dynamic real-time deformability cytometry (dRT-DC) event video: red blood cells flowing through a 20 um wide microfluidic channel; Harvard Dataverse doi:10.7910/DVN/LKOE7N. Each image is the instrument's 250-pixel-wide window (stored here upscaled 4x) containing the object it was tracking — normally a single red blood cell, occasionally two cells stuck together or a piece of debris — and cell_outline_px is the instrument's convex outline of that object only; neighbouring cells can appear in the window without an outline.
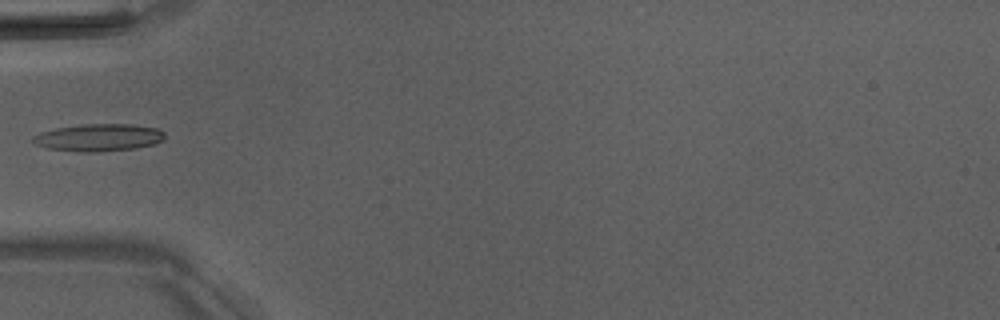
{"species": "Egyptian fruit bat (a non-hibernating species)", "species_latin": "Rousettus aegyptiacus", "temperature_condition": "room temperature", "stored_images_in_passage": 5, "camera_frame_rate_fps": 3000, "um_per_image_px": 0.085, "animal": {"sex": "male"}, "frame": {"image": 1, "passage_image": 4, "time_ms": 3.667, "image_size_px": [1000, 320], "cell_outline_px": [[164, 140], [156, 144], [136, 148], [100, 152], [80, 152], [48, 148], [36, 144], [32, 140], [32, 136], [40, 132], [56, 128], [84, 124], [132, 124], [156, 128], [164, 132]], "centroid_in_image_um": [8.41, 11.69], "position_along_channel_um": 76.6, "area_um2": 21.1}}